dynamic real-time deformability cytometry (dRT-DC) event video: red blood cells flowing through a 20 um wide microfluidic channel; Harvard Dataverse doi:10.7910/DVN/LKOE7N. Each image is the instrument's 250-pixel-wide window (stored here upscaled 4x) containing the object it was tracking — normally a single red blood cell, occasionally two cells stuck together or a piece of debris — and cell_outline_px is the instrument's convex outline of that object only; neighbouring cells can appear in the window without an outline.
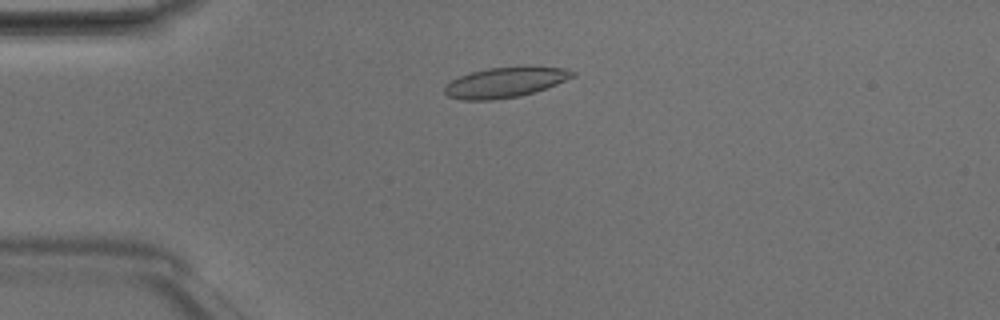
{"species": "Egyptian fruit bat (a non-hibernating species)", "species_latin": "Rousettus aegyptiacus", "temperature_condition": "room temperature", "stored_images_in_passage": 43, "camera_frame_rate_fps": 3000, "um_per_image_px": 0.085, "animal": {"sex": "male"}, "frame": {"image": 1, "passage_image": 7, "time_ms": 2.0, "image_size_px": [1000, 320], "cell_outline_px": [[576, 76], [556, 84], [520, 96], [492, 100], [460, 100], [448, 96], [444, 92], [444, 84], [460, 76], [472, 72], [488, 68], [532, 64], [564, 68], [576, 72]], "centroid_in_image_um": [42.97, 6.96], "position_along_channel_um": 42.0, "area_um2": 23.06}}
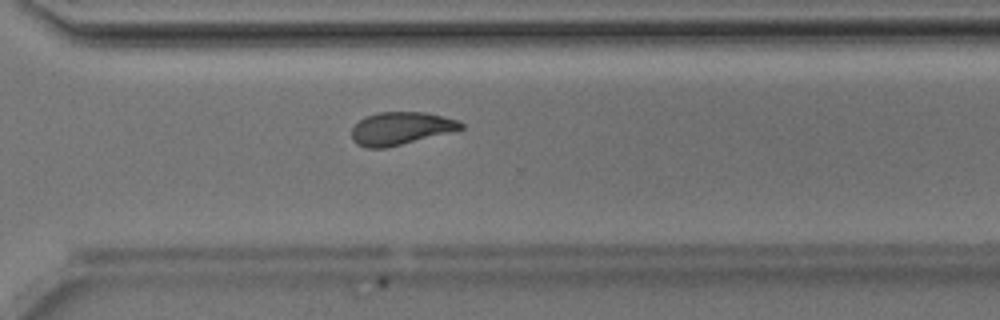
{"frame": {"image": 2, "passage_image": 30, "time_ms": 9.667, "image_size_px": [1000, 320], "cell_outline_px": [[464, 128], [452, 132], [384, 148], [368, 148], [356, 144], [352, 140], [352, 128], [364, 116], [380, 112], [428, 112], [460, 120], [464, 124]], "centroid_in_image_um": [34.09, 10.9], "position_along_channel_um": 336.5, "area_um2": 20.98}}
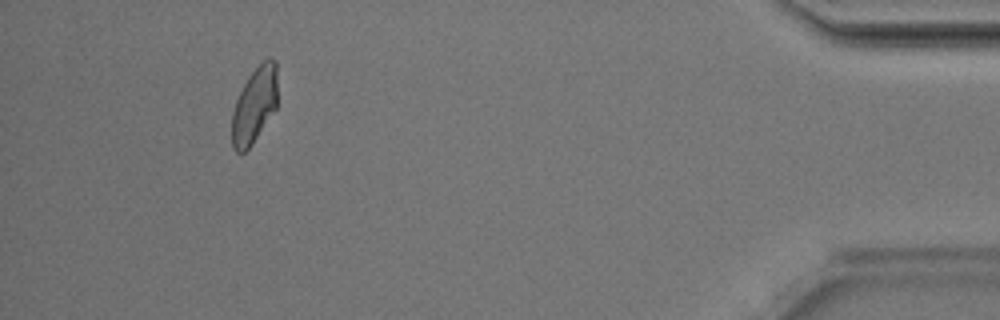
{"frame": {"image": 3, "passage_image": 40, "time_ms": 13.0, "image_size_px": [1000, 320], "cell_outline_px": [[276, 108], [252, 144], [244, 152], [236, 152], [232, 148], [232, 112], [236, 100], [248, 76], [268, 56], [276, 60]], "centroid_in_image_um": [21.62, 8.94], "position_along_channel_um": 413.6, "area_um2": 19.94}, "authors_computed_cell_mechanics": {"area_um2": 21.5594, "velocity_mm_per_s": 4.1736, "shape_relaxation_time_tau1_ms": 4.5448, "shape_relaxation_time_tau2_ms": 1.7114, "deformation_change_tau1": 0.1295, "deformation_change_tau2": 0.0728}}